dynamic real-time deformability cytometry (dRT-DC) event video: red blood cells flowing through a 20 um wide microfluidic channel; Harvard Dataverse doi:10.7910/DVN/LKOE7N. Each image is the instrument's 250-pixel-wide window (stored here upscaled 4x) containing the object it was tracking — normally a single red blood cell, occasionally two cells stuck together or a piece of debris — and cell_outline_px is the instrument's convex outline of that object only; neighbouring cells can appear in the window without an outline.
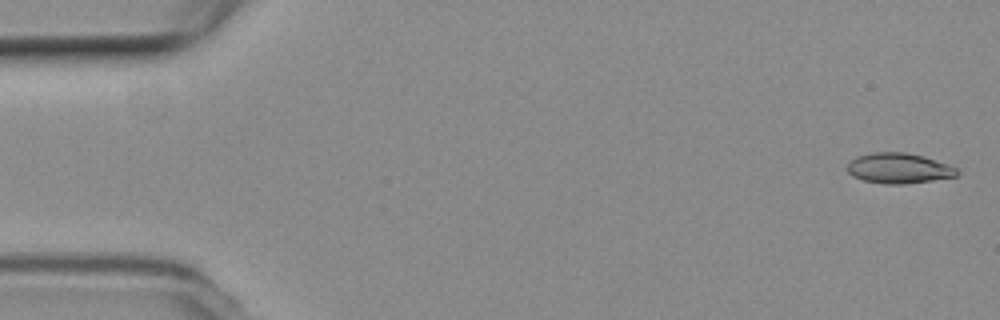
{"species": "common noctule bat (a hibernating species)", "species_latin": "Nyctalus noctula", "temperature_condition": "room temperature", "stored_images_in_passage": 48, "camera_frame_rate_fps": 3000, "um_per_image_px": 0.085, "animal": {"sex": "female", "body_mass_g": 19.3, "forearm_length_mm": 54.1}, "frame": {"image": 1, "passage_image": 2, "time_ms": 0.333, "image_size_px": [1000, 320], "cell_outline_px": [[960, 172], [956, 176], [932, 180], [904, 184], [884, 184], [864, 180], [852, 176], [848, 172], [848, 164], [856, 156], [872, 152], [904, 152], [924, 156], [956, 168]], "centroid_in_image_um": [76.38, 14.3], "position_along_channel_um": 8.6, "area_um2": 19.25}}
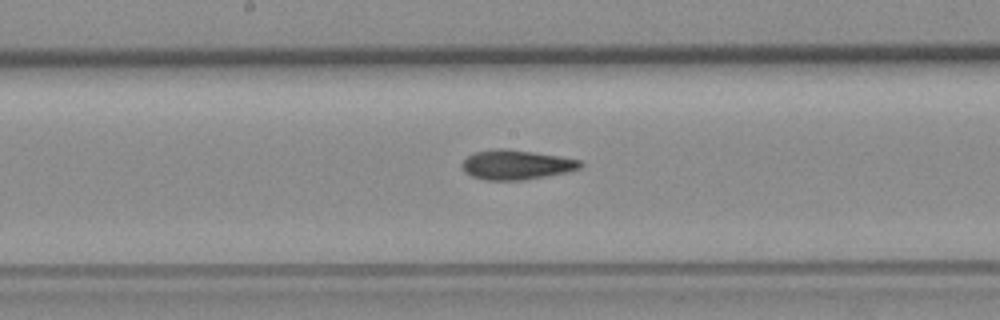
{"frame": {"image": 2, "passage_image": 28, "time_ms": 9.0, "image_size_px": [1000, 320], "cell_outline_px": [[584, 164], [580, 168], [568, 172], [524, 180], [484, 180], [472, 176], [464, 172], [460, 164], [468, 156], [476, 152], [496, 148], [508, 148], [560, 156], [580, 160]], "centroid_in_image_um": [43.88, 14.0], "position_along_channel_um": 204.3, "area_um2": 20.58}}
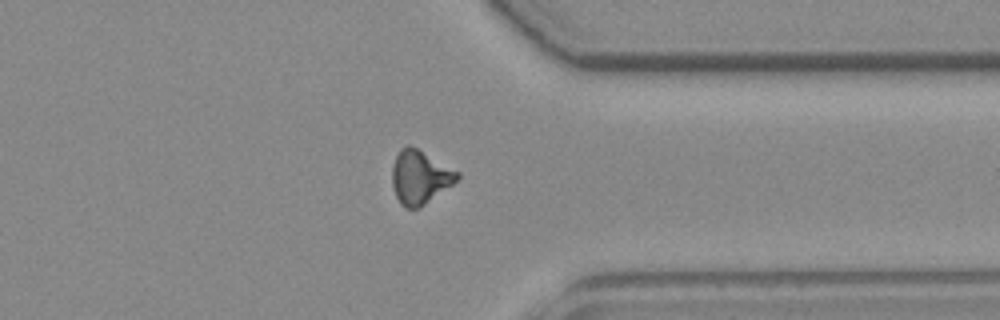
{"frame": {"image": 3, "passage_image": 42, "time_ms": 13.667, "image_size_px": [1000, 320], "cell_outline_px": [[460, 176], [452, 184], [420, 208], [404, 208], [400, 204], [396, 196], [392, 184], [392, 164], [400, 148], [408, 144], [416, 148], [460, 172]], "centroid_in_image_um": [35.66, 15.06], "position_along_channel_um": 375.7, "area_um2": 20.23}, "authors_computed_cell_mechanics": {"area_um2": 19.941, "velocity_mm_per_s": 3.8081, "shape_relaxation_time_tau1_ms": 10.1838, "shape_relaxation_time_tau2_ms": 2.9803, "deformation_change_tau1": 0.2078, "deformation_change_tau2": 0.0936}}